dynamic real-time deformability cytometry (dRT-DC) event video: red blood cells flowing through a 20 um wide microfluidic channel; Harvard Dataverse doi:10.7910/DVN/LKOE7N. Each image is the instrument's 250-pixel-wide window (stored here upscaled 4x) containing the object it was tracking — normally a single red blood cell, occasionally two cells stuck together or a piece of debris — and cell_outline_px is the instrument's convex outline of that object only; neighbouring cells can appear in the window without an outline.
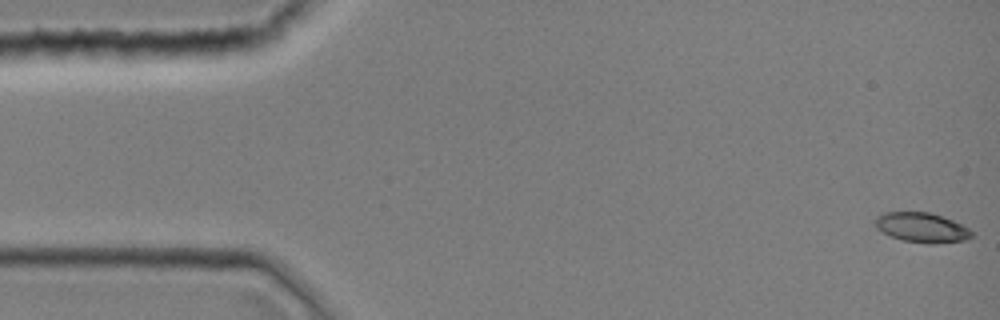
{"species": "common noctule bat (a hibernating species)", "species_latin": "Nyctalus noctula", "temperature_condition": "room temperature", "stored_images_in_passage": 44, "camera_frame_rate_fps": 3000, "um_per_image_px": 0.085, "animal": {"sex": "female", "body_mass_g": 19.0, "forearm_length_mm": 51.5}, "frame": {"image": 1, "passage_image": 1, "time_ms": 0.0, "image_size_px": [1000, 320], "cell_outline_px": [[972, 236], [964, 240], [904, 240], [892, 236], [876, 228], [876, 216], [884, 212], [928, 212], [952, 220], [968, 228], [972, 232]], "centroid_in_image_um": [78.29, 19.27], "position_along_channel_um": 6.7, "area_um2": 15.49}}
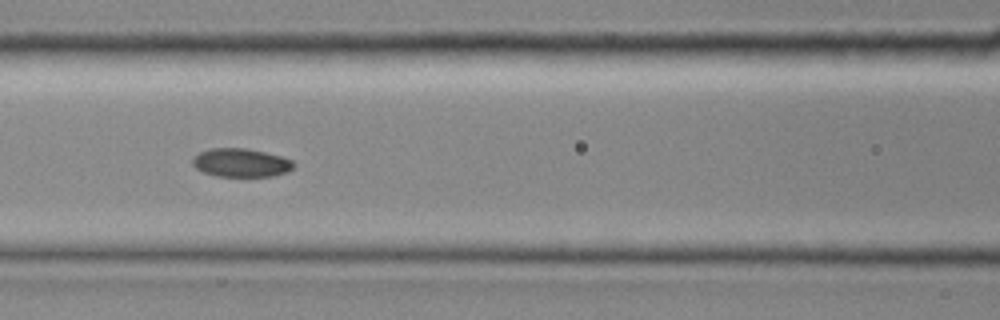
{"frame": {"image": 2, "passage_image": 19, "time_ms": 6.0, "image_size_px": [1000, 320], "cell_outline_px": [[296, 164], [288, 172], [276, 176], [216, 176], [204, 172], [196, 168], [192, 164], [192, 156], [208, 148], [248, 148], [284, 156], [292, 160]], "centroid_in_image_um": [20.51, 13.82], "position_along_channel_um": 146.1, "area_um2": 17.11}}
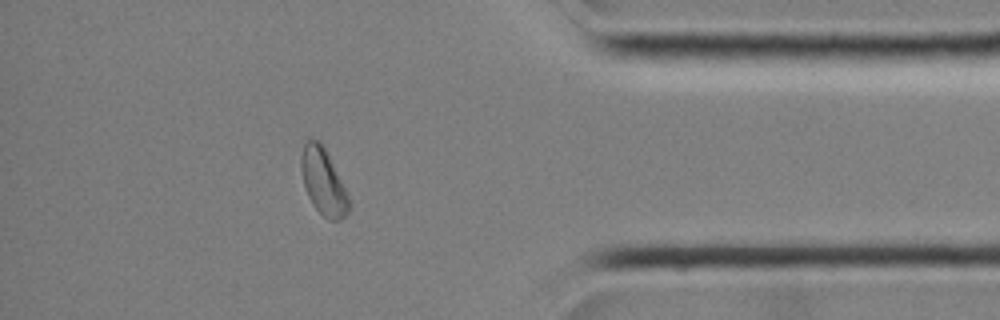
{"frame": {"image": 3, "passage_image": 38, "time_ms": 12.333, "image_size_px": [1000, 320], "cell_outline_px": [[348, 212], [340, 220], [328, 220], [312, 204], [308, 196], [304, 184], [300, 168], [300, 156], [304, 140], [308, 136], [320, 140], [348, 196]], "centroid_in_image_um": [27.41, 15.38], "position_along_channel_um": 407.8, "area_um2": 18.21}}